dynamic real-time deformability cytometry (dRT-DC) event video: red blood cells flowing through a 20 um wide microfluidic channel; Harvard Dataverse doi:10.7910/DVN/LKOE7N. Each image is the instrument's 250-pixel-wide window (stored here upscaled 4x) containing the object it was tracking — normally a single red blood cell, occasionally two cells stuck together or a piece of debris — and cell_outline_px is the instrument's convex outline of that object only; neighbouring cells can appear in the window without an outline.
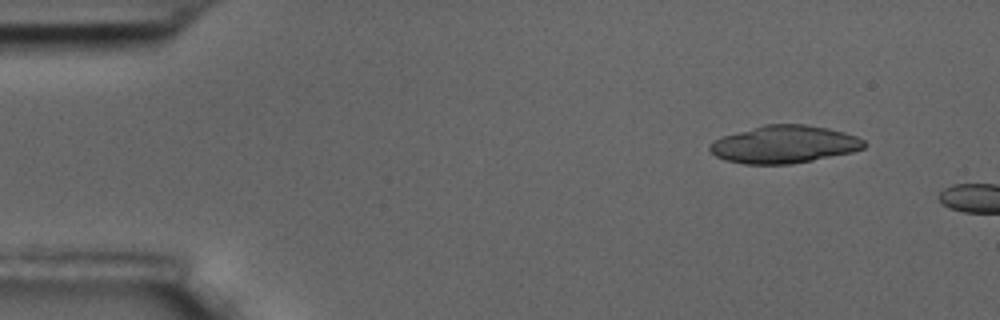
{"species": "common noctule bat (a hibernating species)", "species_latin": "Nyctalus noctula", "temperature_condition": "room temperature", "stored_images_in_passage": 2, "camera_frame_rate_fps": 3000, "um_per_image_px": 0.085, "animal": {"sex": "male", "body_mass_g": 17.5, "forearm_length_mm": 52.3}, "frame": {"image": 1, "passage_image": 1, "time_ms": 0.0, "image_size_px": [1000, 320], "cell_outline_px": [[868, 144], [864, 148], [852, 152], [812, 160], [788, 164], [744, 164], [724, 160], [716, 156], [708, 148], [708, 144], [712, 140], [724, 136], [764, 124], [804, 124], [828, 128], [844, 132], [856, 136], [864, 140]], "centroid_in_image_um": [66.65, 12.27], "position_along_channel_um": 18.4, "area_um2": 33.81}}